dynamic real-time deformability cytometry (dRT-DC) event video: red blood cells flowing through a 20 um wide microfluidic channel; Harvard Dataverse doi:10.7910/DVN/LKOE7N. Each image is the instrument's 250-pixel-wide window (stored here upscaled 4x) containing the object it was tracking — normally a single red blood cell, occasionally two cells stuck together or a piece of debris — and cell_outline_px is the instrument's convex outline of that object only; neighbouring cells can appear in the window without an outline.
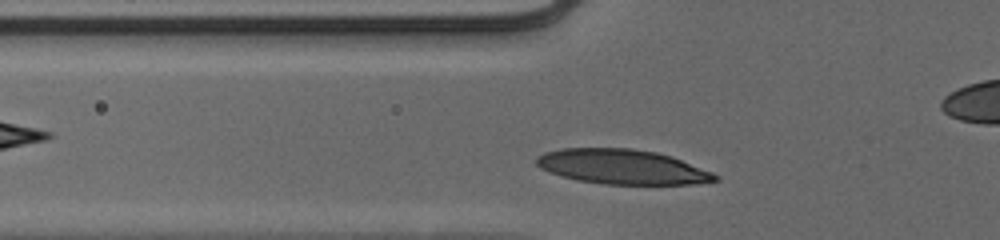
{"species": "human", "species_latin": "Homo sapiens", "temperature_condition": "cold", "stored_images_in_passage": 32, "camera_frame_rate_fps": 3000, "um_per_image_px": 0.085, "donor": {"sex": "male"}, "frame": {"image": 1, "passage_image": 3, "time_ms": 0.667, "image_size_px": [1000, 240], "cell_outline_px": [[720, 180], [692, 184], [604, 184], [576, 180], [560, 176], [548, 172], [540, 168], [536, 164], [536, 156], [544, 152], [560, 148], [632, 148], [656, 152], [672, 156], [712, 172], [720, 176]], "centroid_in_image_um": [52.86, 14.17], "position_along_channel_um": 72.9, "area_um2": 36.41}}
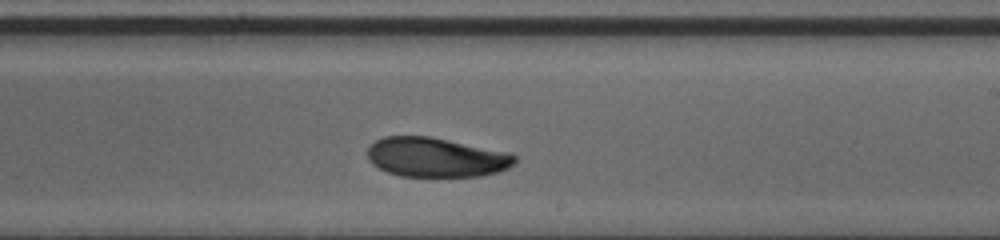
{"frame": {"image": 2, "passage_image": 17, "time_ms": 5.333, "image_size_px": [1000, 240], "cell_outline_px": [[516, 164], [508, 168], [496, 172], [480, 176], [400, 176], [388, 172], [372, 164], [368, 160], [368, 148], [376, 140], [384, 136], [432, 136], [512, 152], [516, 156]], "centroid_in_image_um": [37.11, 13.35], "position_along_channel_um": 251.9, "area_um2": 34.22}}
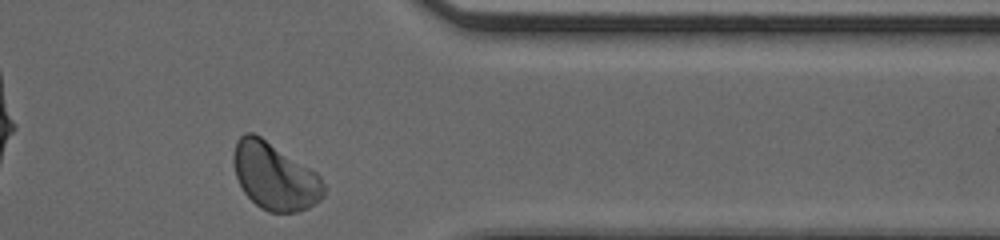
{"frame": {"image": 3, "passage_image": 28, "time_ms": 9.0, "image_size_px": [1000, 240], "cell_outline_px": [[324, 196], [320, 200], [308, 208], [300, 212], [268, 212], [260, 208], [244, 192], [236, 176], [232, 160], [232, 156], [236, 140], [244, 132], [252, 132], [260, 136], [316, 172], [320, 176], [324, 184]], "centroid_in_image_um": [23.33, 14.99], "position_along_channel_um": 388.1, "area_um2": 35.26}}